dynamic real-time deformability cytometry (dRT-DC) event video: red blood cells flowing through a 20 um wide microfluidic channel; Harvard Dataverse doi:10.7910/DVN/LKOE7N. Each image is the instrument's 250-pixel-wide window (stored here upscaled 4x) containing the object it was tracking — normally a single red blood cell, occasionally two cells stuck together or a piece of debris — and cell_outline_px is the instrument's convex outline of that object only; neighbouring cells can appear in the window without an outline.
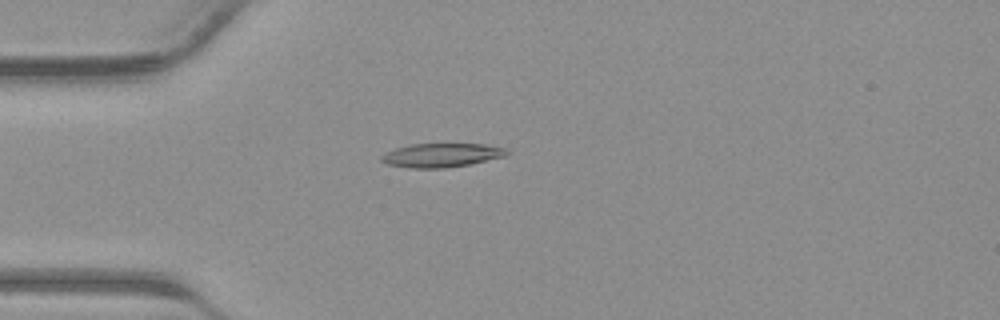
{"species": "common noctule bat (a hibernating species)", "species_latin": "Nyctalus noctula", "temperature_condition": "warm", "stored_images_in_passage": 41, "camera_frame_rate_fps": 3000, "um_per_image_px": 0.085, "animal": {"sex": "male", "body_mass_g": 23.1, "forearm_length_mm": 52.7}, "frame": {"image": 1, "passage_image": 11, "time_ms": 3.333, "image_size_px": [1000, 320], "cell_outline_px": [[512, 152], [508, 156], [468, 164], [444, 168], [412, 168], [388, 164], [380, 160], [380, 156], [384, 152], [408, 144], [484, 144], [508, 148]], "centroid_in_image_um": [37.57, 13.18], "position_along_channel_um": 47.4, "area_um2": 17.63}}
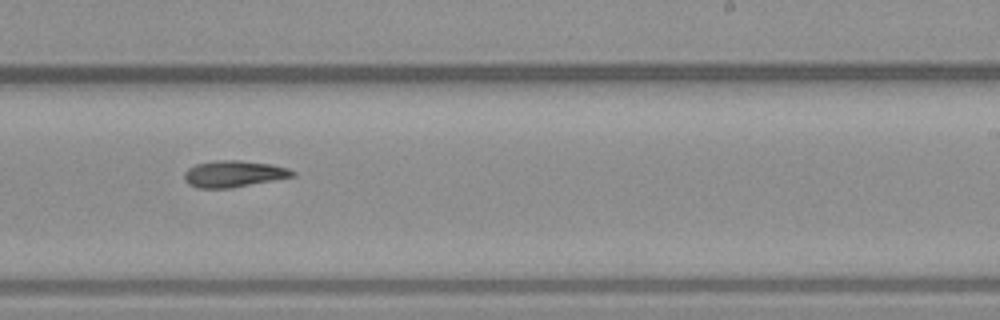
{"frame": {"image": 2, "passage_image": 25, "time_ms": 8.0, "image_size_px": [1000, 320], "cell_outline_px": [[296, 176], [232, 188], [196, 188], [188, 184], [184, 180], [184, 172], [188, 168], [196, 164], [212, 160], [240, 160], [272, 164], [288, 168], [296, 172]], "centroid_in_image_um": [19.86, 14.77], "position_along_channel_um": 269.1, "area_um2": 16.99}}
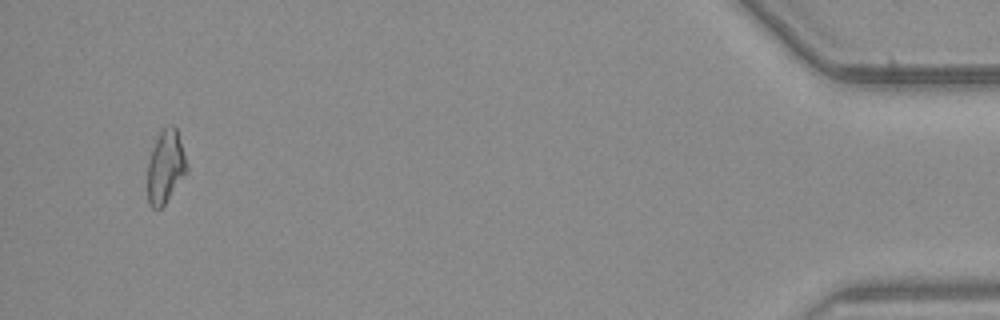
{"frame": {"image": 3, "passage_image": 39, "time_ms": 12.667, "image_size_px": [1000, 320], "cell_outline_px": [[188, 172], [164, 204], [160, 208], [152, 208], [148, 204], [148, 160], [152, 148], [160, 132], [164, 128], [172, 124], [176, 128], [188, 168]], "centroid_in_image_um": [14.06, 14.19], "position_along_channel_um": 421.1, "area_um2": 16.47}}